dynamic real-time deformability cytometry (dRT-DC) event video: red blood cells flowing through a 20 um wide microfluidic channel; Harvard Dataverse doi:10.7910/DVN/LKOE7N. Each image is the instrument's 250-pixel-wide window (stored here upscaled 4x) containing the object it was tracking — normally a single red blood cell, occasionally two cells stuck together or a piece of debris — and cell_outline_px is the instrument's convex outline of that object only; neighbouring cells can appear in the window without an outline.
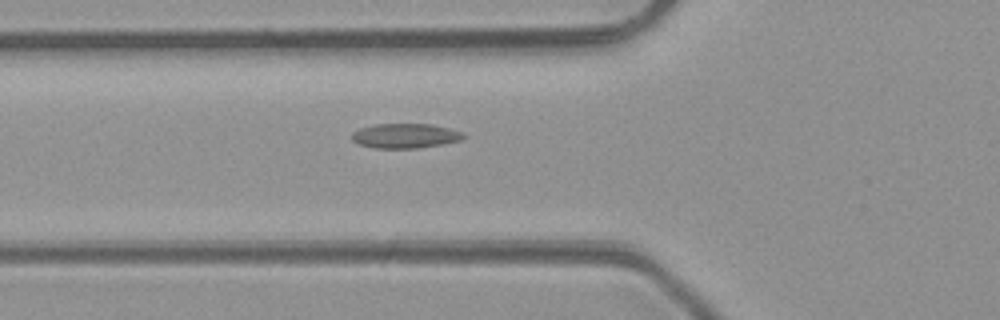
{"species": "common noctule bat (a hibernating species)", "species_latin": "Nyctalus noctula", "temperature_condition": "room temperature", "stored_images_in_passage": 7, "camera_frame_rate_fps": 3000, "um_per_image_px": 0.085, "animal": {"sex": "male", "body_mass_g": 23.1, "forearm_length_mm": 52.7}, "frame": {"image": 1, "passage_image": 7, "time_ms": 6.667, "image_size_px": [1000, 320], "cell_outline_px": [[464, 136], [460, 140], [440, 144], [416, 148], [376, 148], [360, 144], [352, 140], [352, 132], [360, 128], [376, 124], [432, 124], [448, 128], [460, 132]], "centroid_in_image_um": [34.39, 11.54], "position_along_channel_um": 91.4, "area_um2": 15.72}}